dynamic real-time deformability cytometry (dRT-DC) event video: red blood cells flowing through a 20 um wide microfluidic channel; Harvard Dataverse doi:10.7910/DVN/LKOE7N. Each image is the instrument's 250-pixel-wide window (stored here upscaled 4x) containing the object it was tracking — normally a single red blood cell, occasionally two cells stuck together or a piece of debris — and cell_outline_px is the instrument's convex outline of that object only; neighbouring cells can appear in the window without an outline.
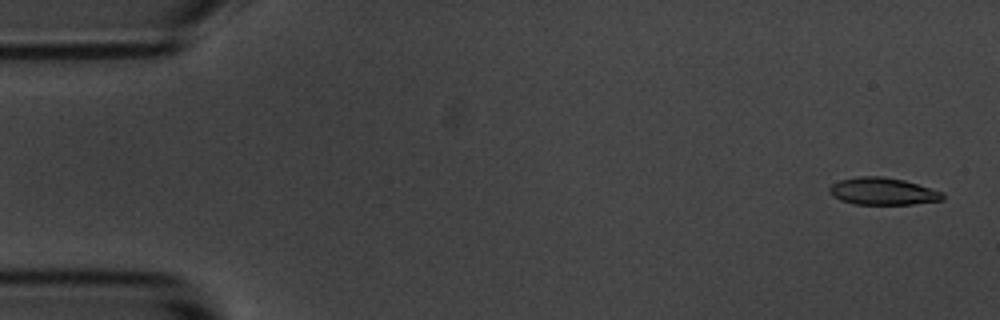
{"species": "common noctule bat (a hibernating species)", "species_latin": "Nyctalus noctula", "temperature_condition": "room temperature", "stored_images_in_passage": 47, "camera_frame_rate_fps": 3000, "um_per_image_px": 0.085, "animal": {"sex": "male", "body_mass_g": 20.1, "forearm_length_mm": 53.5}, "frame": {"image": 1, "passage_image": 2, "time_ms": 0.333, "image_size_px": [1000, 320], "cell_outline_px": [[944, 200], [912, 204], [856, 204], [840, 200], [832, 196], [828, 192], [828, 188], [832, 184], [840, 180], [860, 176], [884, 176], [904, 180], [944, 192]], "centroid_in_image_um": [75.04, 16.26], "position_along_channel_um": 10.0, "area_um2": 18.03}}
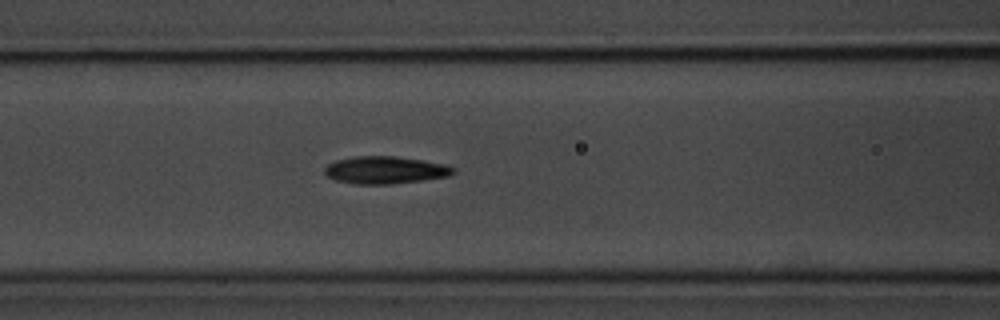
{"frame": {"image": 2, "passage_image": 22, "time_ms": 7.0, "image_size_px": [1000, 320], "cell_outline_px": [[456, 172], [448, 176], [420, 180], [388, 184], [356, 184], [336, 180], [328, 176], [324, 172], [324, 168], [328, 164], [336, 160], [352, 156], [392, 156], [420, 160], [444, 164], [456, 168]], "centroid_in_image_um": [32.72, 14.45], "position_along_channel_um": 133.9, "area_um2": 20.35}}
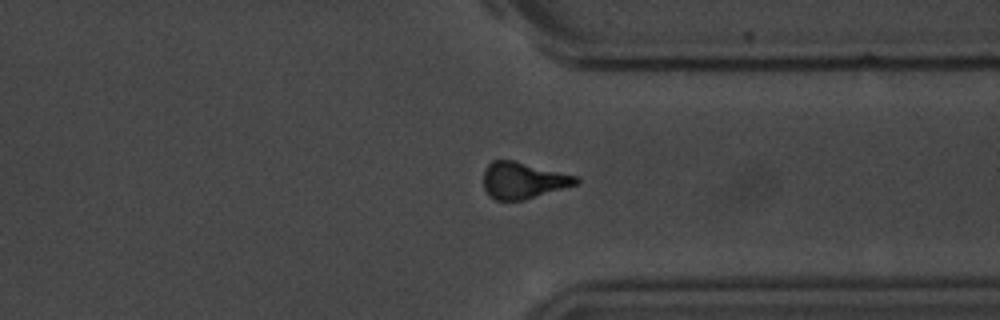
{"frame": {"image": 3, "passage_image": 41, "time_ms": 13.333, "image_size_px": [1000, 320], "cell_outline_px": [[580, 184], [524, 200], [496, 200], [488, 196], [484, 188], [484, 172], [488, 164], [492, 160], [512, 160], [576, 176], [580, 180]], "centroid_in_image_um": [44.47, 15.35], "position_along_channel_um": 366.9, "area_um2": 19.65}, "authors_computed_cell_mechanics": {"area_um2": 19.4786, "velocity_mm_per_s": 3.6931, "shape_relaxation_time_tau1_ms": null, "shape_relaxation_time_tau2_ms": 5.047, "deformation_change_tau1": null, "deformation_change_tau2": 0.1387}}